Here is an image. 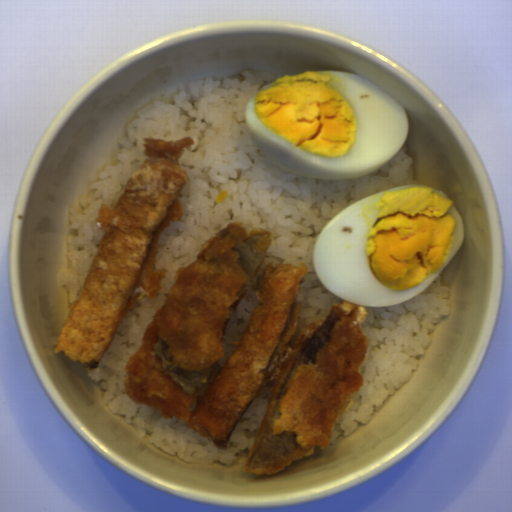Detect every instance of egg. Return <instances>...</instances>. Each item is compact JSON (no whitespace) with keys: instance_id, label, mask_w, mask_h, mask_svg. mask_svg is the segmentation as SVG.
<instances>
[{"instance_id":"obj_1","label":"egg","mask_w":512,"mask_h":512,"mask_svg":"<svg viewBox=\"0 0 512 512\" xmlns=\"http://www.w3.org/2000/svg\"><path fill=\"white\" fill-rule=\"evenodd\" d=\"M245 125L263 153L299 176L348 180L384 165L402 148L401 102L348 71L283 75L246 103Z\"/></svg>"},{"instance_id":"obj_2","label":"egg","mask_w":512,"mask_h":512,"mask_svg":"<svg viewBox=\"0 0 512 512\" xmlns=\"http://www.w3.org/2000/svg\"><path fill=\"white\" fill-rule=\"evenodd\" d=\"M464 222L448 196L407 185L373 194L319 232L315 272L325 289L363 306H392L424 292L460 250Z\"/></svg>"}]
</instances>
